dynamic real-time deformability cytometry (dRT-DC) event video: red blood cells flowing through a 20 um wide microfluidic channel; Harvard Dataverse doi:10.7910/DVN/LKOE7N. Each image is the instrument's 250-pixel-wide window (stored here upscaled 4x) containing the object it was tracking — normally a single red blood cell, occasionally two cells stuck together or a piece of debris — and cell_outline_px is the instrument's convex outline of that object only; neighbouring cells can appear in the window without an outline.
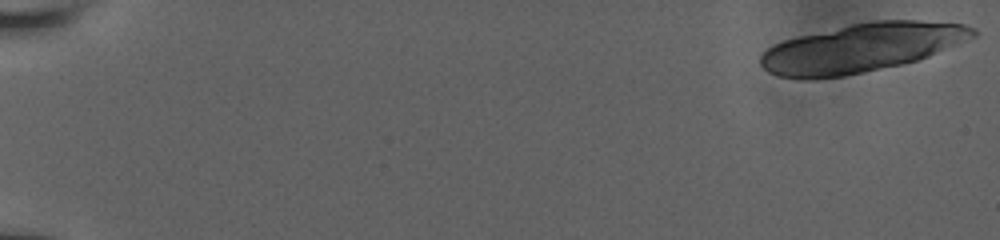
{"species": "human", "species_latin": "Homo sapiens", "temperature_condition": "room temperature", "stored_images_in_passage": 20, "camera_frame_rate_fps": 3000, "um_per_image_px": 0.085, "donor": {"sex": "male"}, "frame": {"image": 1, "passage_image": 1, "time_ms": 0.0, "image_size_px": [1000, 240], "cell_outline_px": [[976, 36], [928, 56], [904, 64], [844, 76], [808, 80], [800, 80], [780, 76], [768, 72], [760, 64], [760, 56], [772, 44], [784, 40], [800, 36], [852, 24], [872, 20], [916, 20], [964, 24], [976, 28]], "centroid_in_image_um": [73.2, 4.08], "position_along_channel_um": 11.8, "area_um2": 60.17}}
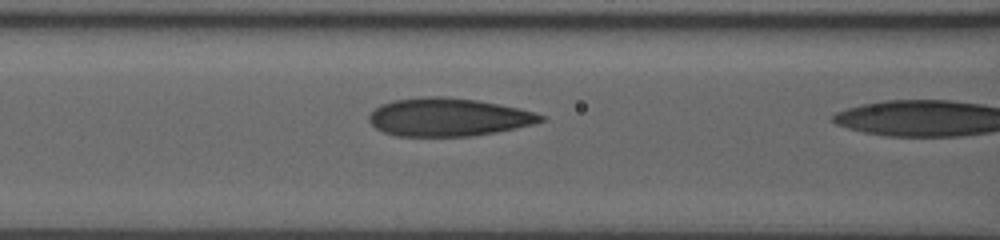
{"frame": {"image": 2, "passage_image": 19, "time_ms": 7.667, "image_size_px": [1000, 240], "cell_outline_px": [[544, 120], [532, 124], [516, 128], [496, 132], [472, 136], [396, 136], [384, 132], [376, 128], [368, 120], [368, 116], [380, 104], [392, 100], [420, 96], [444, 96], [476, 100], [500, 104], [520, 108], [544, 116]], "centroid_in_image_um": [38.07, 9.95], "position_along_channel_um": 128.5, "area_um2": 38.21}}